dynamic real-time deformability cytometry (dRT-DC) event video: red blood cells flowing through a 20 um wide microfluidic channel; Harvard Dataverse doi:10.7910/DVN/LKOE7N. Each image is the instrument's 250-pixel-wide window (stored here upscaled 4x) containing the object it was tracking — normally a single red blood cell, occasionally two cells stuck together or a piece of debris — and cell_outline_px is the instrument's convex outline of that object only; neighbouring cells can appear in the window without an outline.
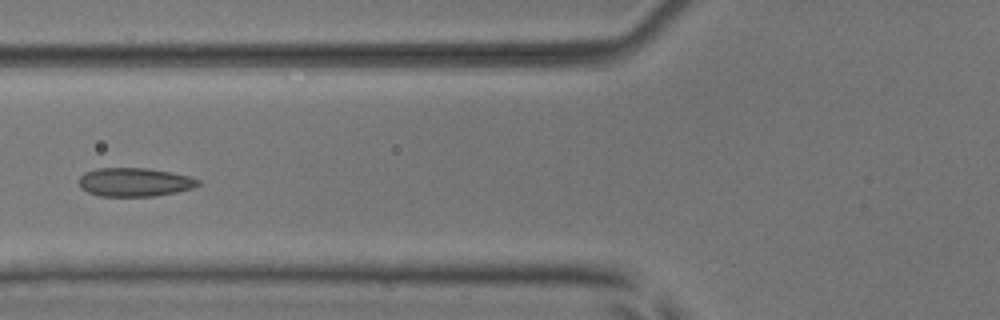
{"species": "common noctule bat (a hibernating species)", "species_latin": "Nyctalus noctula", "temperature_condition": "room temperature", "stored_images_in_passage": 6, "camera_frame_rate_fps": 3000, "um_per_image_px": 0.085, "animal": {"sex": "male", "body_mass_g": 17.9, "forearm_length_mm": 54.2}, "frame": {"image": 1, "passage_image": 5, "time_ms": 5.667, "image_size_px": [1000, 320], "cell_outline_px": [[200, 184], [192, 188], [176, 192], [152, 196], [100, 196], [88, 192], [80, 188], [80, 176], [84, 172], [96, 168], [148, 168], [172, 172], [188, 176], [200, 180]], "centroid_in_image_um": [11.43, 15.47], "position_along_channel_um": 114.4, "area_um2": 19.88}}
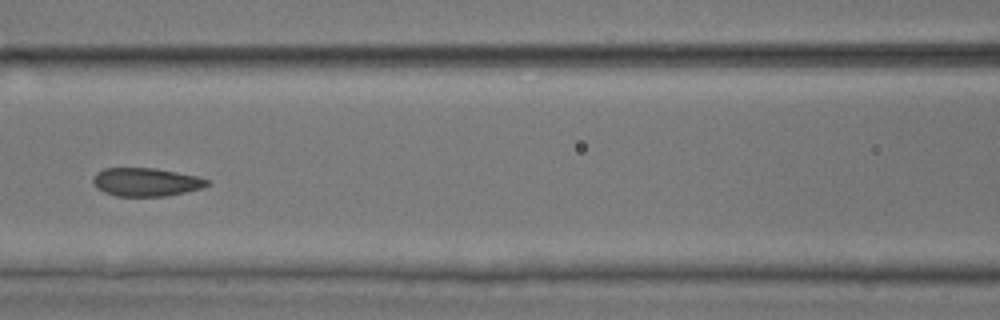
{"frame": {"image": 2, "passage_image": 6, "time_ms": 6.667, "image_size_px": [1000, 320], "cell_outline_px": [[212, 184], [204, 188], [164, 196], [116, 196], [104, 192], [96, 188], [92, 180], [96, 172], [104, 168], [156, 168], [196, 176], [208, 180]], "centroid_in_image_um": [12.41, 15.47], "position_along_channel_um": 154.2, "area_um2": 18.9}}